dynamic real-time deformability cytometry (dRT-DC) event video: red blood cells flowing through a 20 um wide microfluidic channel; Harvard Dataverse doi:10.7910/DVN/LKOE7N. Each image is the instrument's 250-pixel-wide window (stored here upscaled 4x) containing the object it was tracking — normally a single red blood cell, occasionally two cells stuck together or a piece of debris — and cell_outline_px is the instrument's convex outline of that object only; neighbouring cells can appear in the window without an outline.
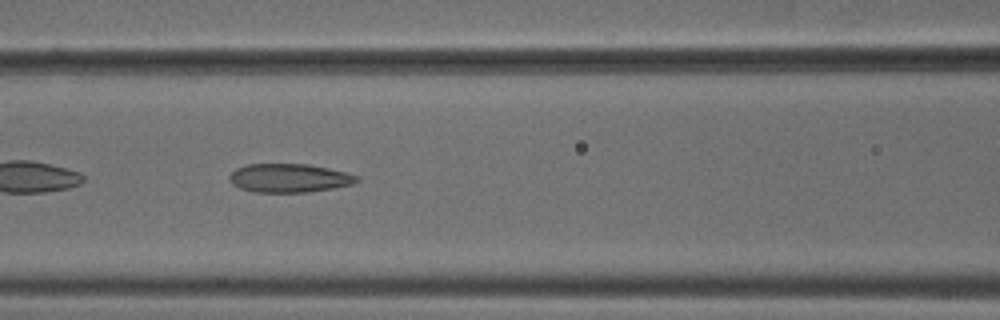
{"species": "common noctule bat (a hibernating species)", "species_latin": "Nyctalus noctula", "temperature_condition": "cold", "stored_images_in_passage": 53, "camera_frame_rate_fps": 3000, "um_per_image_px": 0.085, "animal": {"sex": "male", "body_mass_g": 18.8}, "frame": {"image": 1, "passage_image": 23, "time_ms": 7.333, "image_size_px": [1000, 320], "cell_outline_px": [[360, 180], [352, 184], [332, 188], [308, 192], [252, 192], [240, 188], [232, 184], [228, 176], [236, 168], [248, 164], [308, 164], [328, 168], [360, 176]], "centroid_in_image_um": [24.57, 15.13], "position_along_channel_um": 142.0, "area_um2": 21.27}, "authors_computed_cell_mechanics": {"area_um2": 22.1374, "velocity_mm_per_s": 3.8168, "shape_relaxation_time_tau1_ms": null, "shape_relaxation_time_tau2_ms": 2.5291, "deformation_change_tau1": null, "deformation_change_tau2": 0.1161}}